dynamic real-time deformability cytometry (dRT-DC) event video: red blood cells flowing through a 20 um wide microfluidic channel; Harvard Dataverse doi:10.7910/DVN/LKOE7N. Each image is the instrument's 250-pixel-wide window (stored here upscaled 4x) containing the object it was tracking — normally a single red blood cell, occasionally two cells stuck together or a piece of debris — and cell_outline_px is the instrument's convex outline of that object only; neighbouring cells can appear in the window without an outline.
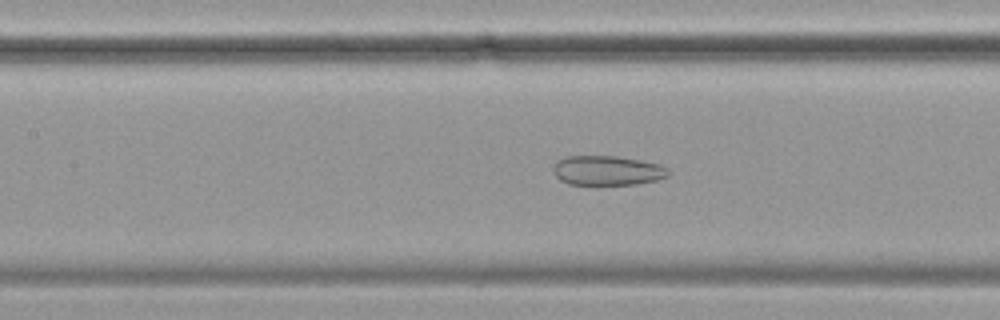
{"species": "common noctule bat (a hibernating species)", "species_latin": "Nyctalus noctula", "temperature_condition": "cold", "stored_images_in_passage": 41, "segment_of_instrument_passage": [1, 2], "camera_frame_rate_fps": 3000, "um_per_image_px": 0.085, "animal": {"sex": "female", "body_mass_g": 19.9}, "frame": {"image": 1, "passage_image": 8, "time_ms": 2.333, "image_size_px": [1000, 320], "cell_outline_px": [[668, 176], [656, 180], [636, 184], [568, 184], [560, 180], [556, 176], [552, 168], [556, 160], [564, 156], [616, 156], [640, 160], [660, 164], [668, 168]], "centroid_in_image_um": [51.59, 14.48], "position_along_channel_um": 155.8, "area_um2": 19.88}}
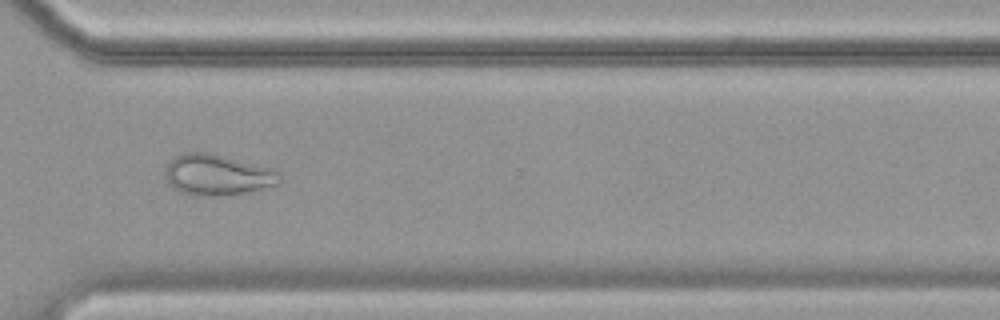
{"frame": {"image": 2, "passage_image": 25, "time_ms": 8.0, "image_size_px": [1000, 320], "cell_outline_px": [[284, 180], [280, 184], [228, 196], [192, 196], [180, 192], [172, 188], [168, 184], [164, 172], [168, 164], [176, 156], [184, 152], [212, 152], [272, 168], [280, 172]], "centroid_in_image_um": [18.5, 14.87], "position_along_channel_um": 352.1, "area_um2": 27.92}}
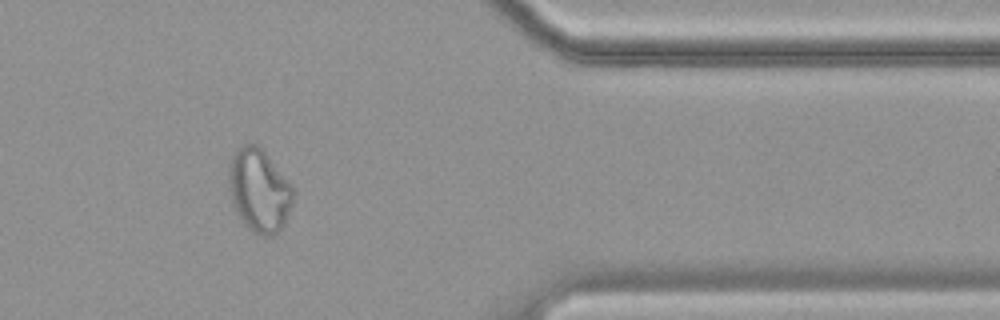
{"frame": {"image": 3, "passage_image": 30, "time_ms": 9.667, "image_size_px": [1000, 320], "cell_outline_px": [[292, 204], [284, 224], [280, 232], [272, 236], [264, 236], [252, 232], [240, 220], [232, 204], [228, 184], [228, 164], [236, 148], [244, 144], [256, 144], [264, 152], [292, 184]], "centroid_in_image_um": [21.99, 16.21], "position_along_channel_um": 389.4, "area_um2": 31.39}}